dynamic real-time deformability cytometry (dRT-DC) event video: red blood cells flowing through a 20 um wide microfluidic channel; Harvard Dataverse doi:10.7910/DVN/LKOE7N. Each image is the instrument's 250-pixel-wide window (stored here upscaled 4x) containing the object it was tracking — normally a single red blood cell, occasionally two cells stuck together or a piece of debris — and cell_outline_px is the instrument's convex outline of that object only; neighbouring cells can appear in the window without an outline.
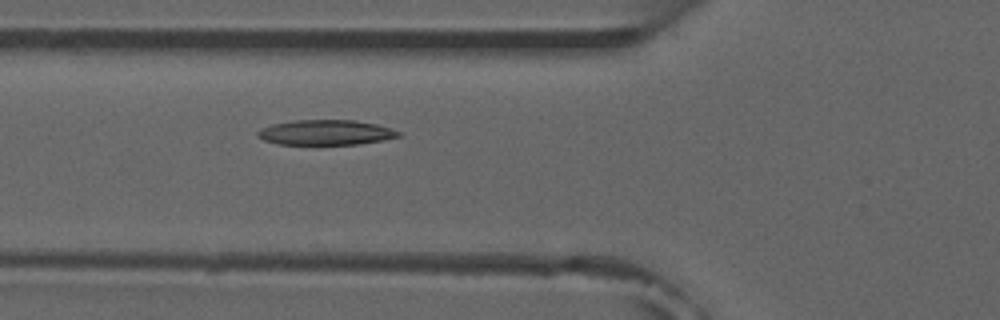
{"species": "common noctule bat (a hibernating species)", "species_latin": "Nyctalus noctula", "temperature_condition": "room temperature", "stored_images_in_passage": 6, "camera_frame_rate_fps": 3000, "um_per_image_px": 0.085, "animal": {"sex": "male", "forearm_length_mm": 52.5}, "frame": {"image": 1, "passage_image": 6, "time_ms": 5.333, "image_size_px": [1000, 320], "cell_outline_px": [[400, 136], [384, 140], [356, 144], [280, 144], [264, 140], [256, 136], [256, 132], [260, 128], [272, 124], [292, 120], [356, 120], [376, 124], [392, 128], [400, 132]], "centroid_in_image_um": [27.67, 11.25], "position_along_channel_um": 98.1, "area_um2": 20.63}}